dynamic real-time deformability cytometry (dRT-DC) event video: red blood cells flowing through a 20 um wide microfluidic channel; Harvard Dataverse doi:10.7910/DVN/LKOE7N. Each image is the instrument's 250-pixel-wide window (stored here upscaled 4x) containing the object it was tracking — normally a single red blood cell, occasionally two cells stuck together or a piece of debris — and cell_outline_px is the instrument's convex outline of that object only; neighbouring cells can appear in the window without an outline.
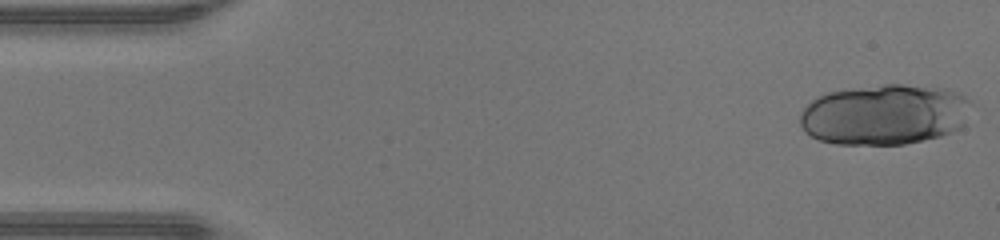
{"species": "human", "species_latin": "Homo sapiens", "temperature_condition": "warm", "stored_images_in_passage": 16, "camera_frame_rate_fps": 3000, "um_per_image_px": 0.085, "donor": {"sex": "male"}, "frame": {"image": 1, "passage_image": 1, "time_ms": 0.0, "image_size_px": [1000, 240], "cell_outline_px": [[972, 104], [964, 124], [960, 128], [952, 132], [940, 136], [904, 144], [836, 144], [820, 140], [804, 132], [800, 124], [800, 112], [816, 96], [828, 92], [884, 84], [904, 84], [952, 88], [960, 92], [972, 100]], "centroid_in_image_um": [75.24, 9.72], "position_along_channel_um": 9.8, "area_um2": 61.09}}
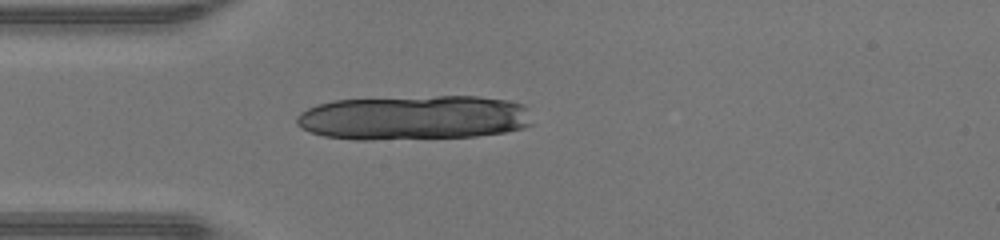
{"frame": {"image": 2, "passage_image": 12, "time_ms": 3.667, "image_size_px": [1000, 240], "cell_outline_px": [[532, 124], [524, 128], [504, 132], [476, 136], [364, 140], [356, 140], [324, 136], [300, 128], [296, 124], [296, 116], [300, 112], [316, 104], [332, 100], [436, 96], [476, 96], [508, 100], [524, 104]], "centroid_in_image_um": [35.15, 10.0], "position_along_channel_um": 49.9, "area_um2": 61.38}}